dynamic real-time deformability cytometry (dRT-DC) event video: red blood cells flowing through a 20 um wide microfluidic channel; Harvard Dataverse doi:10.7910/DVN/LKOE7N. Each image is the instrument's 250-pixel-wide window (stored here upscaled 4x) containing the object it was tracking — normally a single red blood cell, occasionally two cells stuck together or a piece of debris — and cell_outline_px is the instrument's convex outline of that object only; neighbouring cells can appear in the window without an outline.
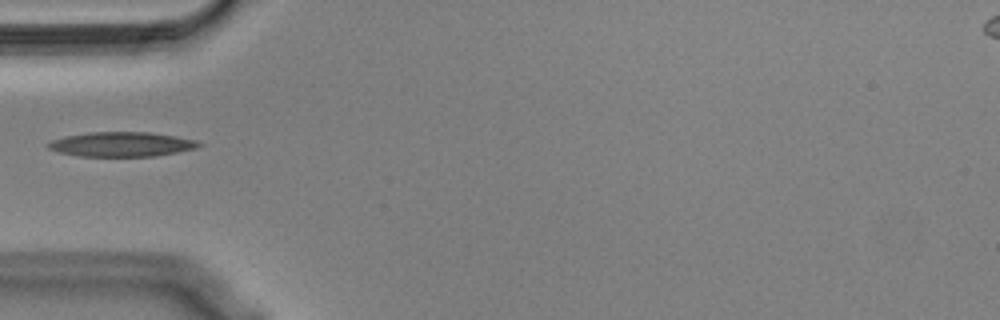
{"species": "Egyptian fruit bat (a non-hibernating species)", "species_latin": "Rousettus aegyptiacus", "temperature_condition": "cold", "stored_images_in_passage": 25, "camera_frame_rate_fps": 3000, "um_per_image_px": 0.085, "animal": {"sex": "male"}, "frame": {"image": 1, "passage_image": 1, "time_ms": 0.0, "image_size_px": [1000, 320], "cell_outline_px": [[204, 144], [196, 148], [156, 156], [80, 156], [56, 152], [48, 148], [44, 144], [52, 140], [64, 136], [88, 132], [148, 132], [176, 136], [196, 140]], "centroid_in_image_um": [10.29, 12.26], "position_along_channel_um": 74.7, "area_um2": 21.73}}